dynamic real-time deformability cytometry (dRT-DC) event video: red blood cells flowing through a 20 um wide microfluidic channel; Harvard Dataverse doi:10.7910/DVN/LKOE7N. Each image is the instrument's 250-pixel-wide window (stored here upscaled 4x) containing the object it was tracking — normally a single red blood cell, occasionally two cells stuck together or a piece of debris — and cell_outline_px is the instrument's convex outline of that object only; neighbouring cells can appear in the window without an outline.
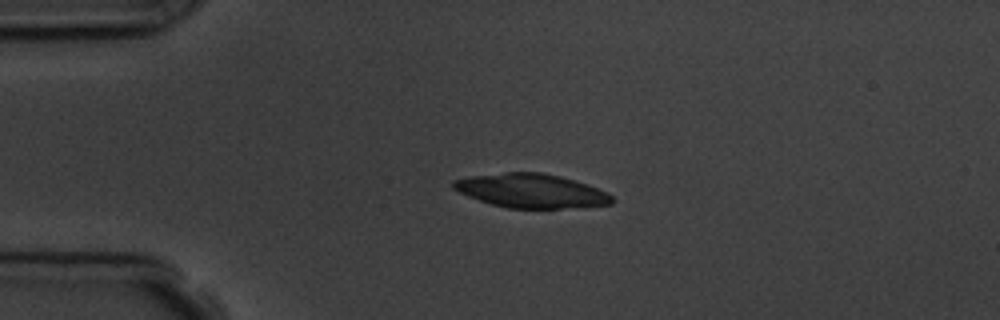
{"species": "common noctule bat (a hibernating species)", "species_latin": "Nyctalus noctula", "temperature_condition": "room temperature", "stored_images_in_passage": 4, "camera_frame_rate_fps": 3000, "um_per_image_px": 0.085, "animal": {"sex": "male", "body_mass_g": 19.5, "forearm_length_mm": 54.6}, "frame": {"image": 1, "passage_image": 3, "time_ms": 2.333, "image_size_px": [1000, 320], "cell_outline_px": [[616, 200], [612, 204], [584, 208], [508, 208], [492, 204], [468, 196], [452, 188], [452, 180], [472, 176], [504, 172], [540, 172], [560, 176], [588, 184], [608, 192]], "centroid_in_image_um": [45.22, 16.23], "position_along_channel_um": 39.8, "area_um2": 31.67}}